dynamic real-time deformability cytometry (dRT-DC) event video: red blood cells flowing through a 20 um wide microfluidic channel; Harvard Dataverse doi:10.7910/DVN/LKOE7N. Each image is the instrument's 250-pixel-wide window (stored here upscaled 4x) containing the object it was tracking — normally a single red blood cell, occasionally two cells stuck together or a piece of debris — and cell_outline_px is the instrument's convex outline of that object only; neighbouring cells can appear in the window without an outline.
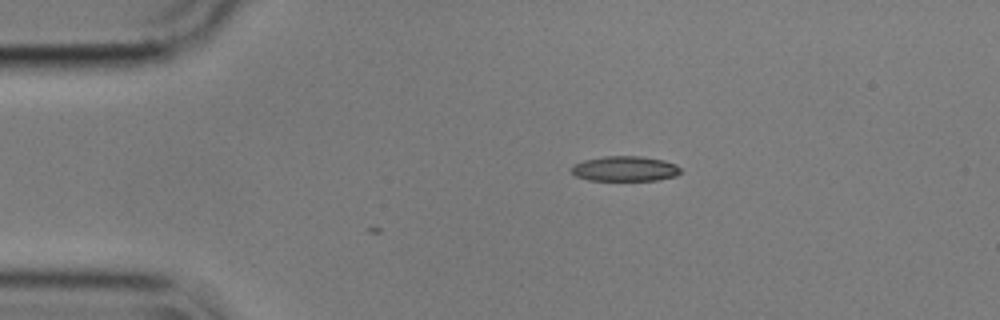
{"species": "common noctule bat (a hibernating species)", "species_latin": "Nyctalus noctula", "temperature_condition": "cold", "stored_images_in_passage": 6, "camera_frame_rate_fps": 3000, "um_per_image_px": 0.085, "animal": {"sex": "male", "body_mass_g": 17.9}, "frame": {"image": 1, "passage_image": 1, "time_ms": 0.0, "image_size_px": [1000, 320], "cell_outline_px": [[680, 172], [676, 176], [656, 180], [588, 180], [576, 176], [568, 168], [584, 160], [604, 156], [640, 156], [664, 160], [676, 164], [680, 168]], "centroid_in_image_um": [53.11, 14.34], "position_along_channel_um": 31.9, "area_um2": 15.95}}